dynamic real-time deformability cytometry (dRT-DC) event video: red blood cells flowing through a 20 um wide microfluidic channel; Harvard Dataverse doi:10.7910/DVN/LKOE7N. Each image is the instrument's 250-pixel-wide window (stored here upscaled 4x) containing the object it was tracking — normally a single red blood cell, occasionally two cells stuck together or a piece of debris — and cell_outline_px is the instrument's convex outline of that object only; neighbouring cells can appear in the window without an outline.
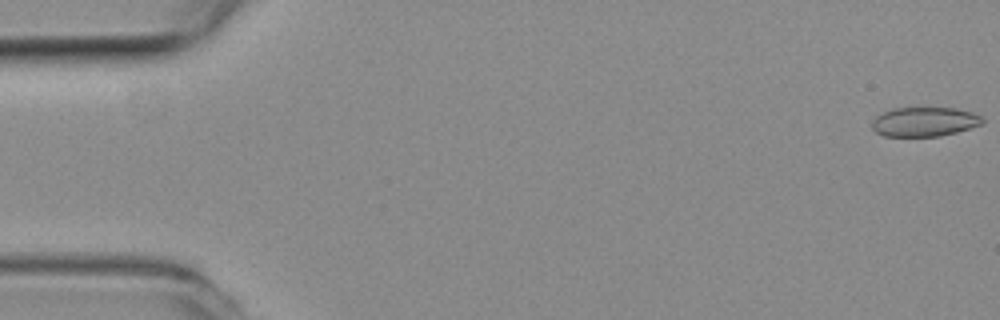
{"species": "common noctule bat (a hibernating species)", "species_latin": "Nyctalus noctula", "temperature_condition": "room temperature", "stored_images_in_passage": 57, "camera_frame_rate_fps": 3000, "um_per_image_px": 0.085, "animal": {"sex": "female", "body_mass_g": 19.3, "forearm_length_mm": 54.1}, "frame": {"image": 1, "passage_image": 1, "time_ms": 0.0, "image_size_px": [1000, 320], "cell_outline_px": [[984, 124], [956, 132], [940, 136], [884, 136], [876, 132], [872, 128], [872, 120], [876, 116], [892, 108], [956, 108], [972, 112], [980, 116], [984, 120]], "centroid_in_image_um": [78.58, 10.35], "position_along_channel_um": 6.4, "area_um2": 18.9}}
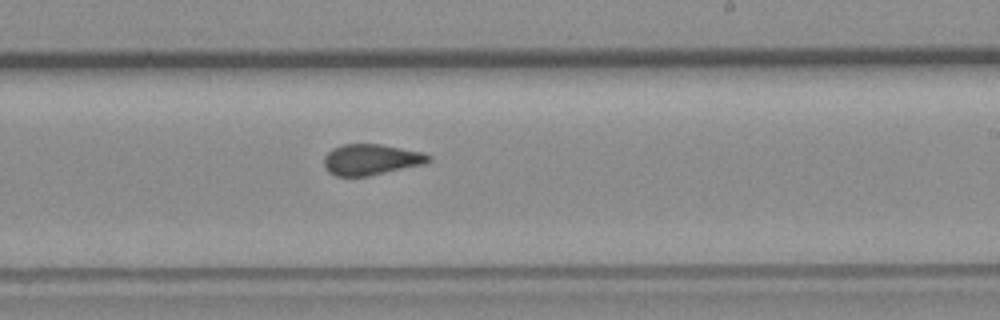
{"frame": {"image": 2, "passage_image": 34, "time_ms": 11.0, "image_size_px": [1000, 320], "cell_outline_px": [[432, 160], [424, 164], [368, 176], [336, 176], [328, 172], [324, 168], [324, 156], [332, 148], [344, 144], [380, 144], [424, 152], [432, 156]], "centroid_in_image_um": [31.54, 13.56], "position_along_channel_um": 257.5, "area_um2": 18.96}}
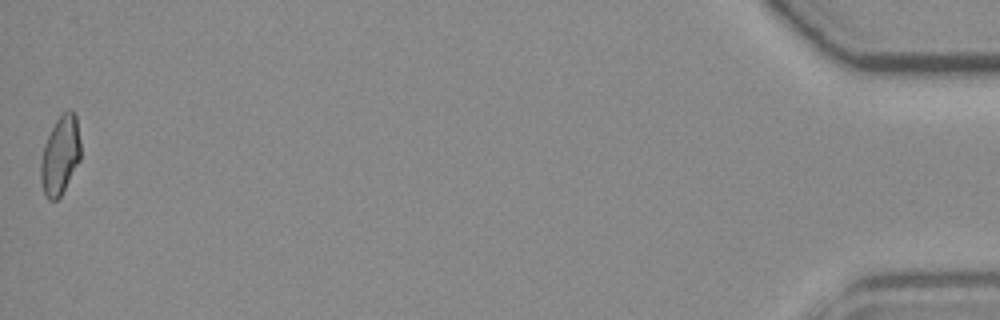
{"frame": {"image": 3, "passage_image": 57, "time_ms": 18.667, "image_size_px": [1000, 320], "cell_outline_px": [[80, 160], [60, 196], [56, 200], [48, 200], [44, 192], [40, 180], [40, 160], [44, 144], [56, 120], [68, 108], [72, 108], [76, 116], [80, 140]], "centroid_in_image_um": [5.11, 13.18], "position_along_channel_um": 430.1, "area_um2": 18.26}, "authors_computed_cell_mechanics": {"area_um2": 19.1318, "velocity_mm_per_s": 3.6193, "shape_relaxation_time_tau1_ms": null, "shape_relaxation_time_tau2_ms": 1.7012, "deformation_change_tau1": null, "deformation_change_tau2": 0.051}}